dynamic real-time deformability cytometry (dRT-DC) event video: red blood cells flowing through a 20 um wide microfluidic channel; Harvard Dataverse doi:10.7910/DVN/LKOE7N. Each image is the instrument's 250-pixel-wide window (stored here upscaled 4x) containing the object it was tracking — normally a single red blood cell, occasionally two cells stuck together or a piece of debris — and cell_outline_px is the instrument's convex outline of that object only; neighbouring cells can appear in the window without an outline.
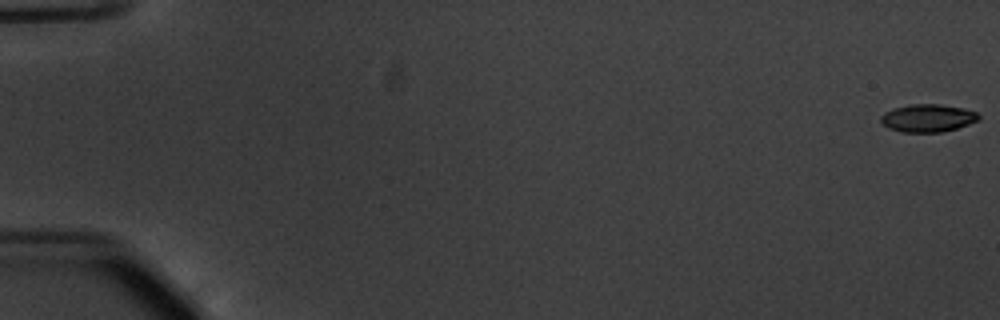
{"species": "common noctule bat (a hibernating species)", "species_latin": "Nyctalus noctula", "temperature_condition": "warm", "stored_images_in_passage": 55, "camera_frame_rate_fps": 3000, "um_per_image_px": 0.085, "animal": {"sex": "male", "body_mass_g": 20.1, "forearm_length_mm": 53.5}, "frame": {"image": 1, "passage_image": 1, "time_ms": 0.0, "image_size_px": [1000, 320], "cell_outline_px": [[980, 120], [956, 128], [940, 132], [900, 132], [888, 128], [880, 120], [880, 116], [884, 112], [892, 108], [912, 104], [936, 104], [964, 108], [976, 112], [980, 116]], "centroid_in_image_um": [78.84, 10.03], "position_along_channel_um": 6.2, "area_um2": 15.84}}
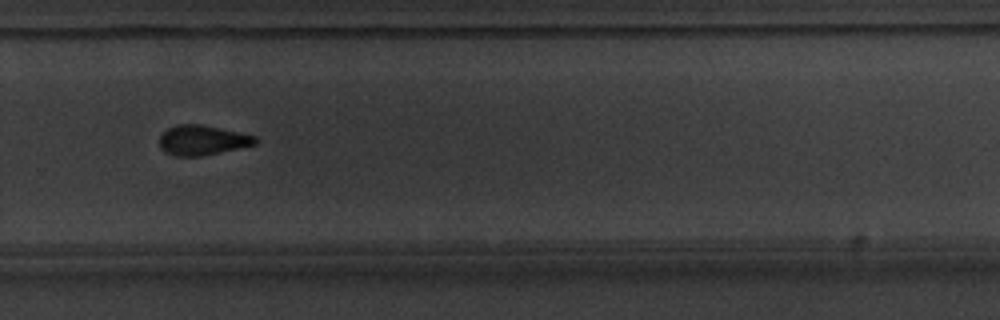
{"frame": {"image": 2, "passage_image": 39, "time_ms": 12.667, "image_size_px": [1000, 320], "cell_outline_px": [[256, 144], [200, 156], [176, 156], [164, 152], [160, 148], [160, 136], [168, 128], [176, 124], [204, 124], [256, 136]], "centroid_in_image_um": [17.17, 11.9], "position_along_channel_um": 312.6, "area_um2": 16.59}}
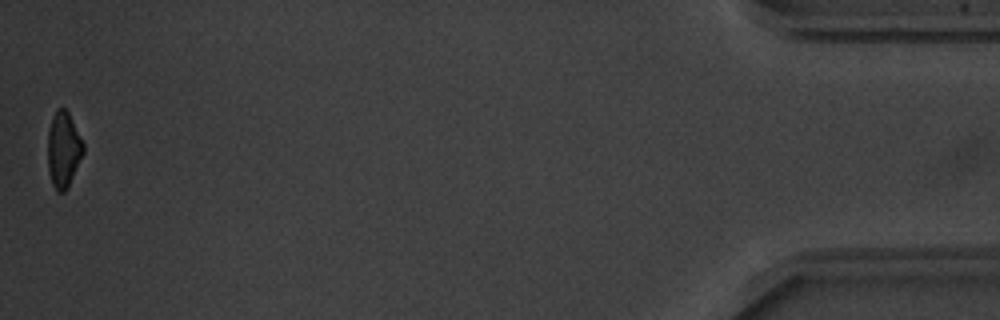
{"frame": {"image": 3, "passage_image": 55, "time_ms": 18.0, "image_size_px": [1000, 320], "cell_outline_px": [[84, 152], [68, 188], [64, 192], [56, 192], [52, 184], [48, 168], [48, 132], [52, 116], [56, 108], [64, 108], [68, 112], [84, 144]], "centroid_in_image_um": [5.39, 12.73], "position_along_channel_um": 429.8, "area_um2": 15.72}, "authors_computed_cell_mechanics": {"area_um2": 16.8776, "velocity_mm_per_s": 3.7995, "shape_relaxation_time_tau1_ms": 2.5651, "shape_relaxation_time_tau2_ms": 1.7256, "deformation_change_tau1": 0.1199, "deformation_change_tau2": 0.0665}}